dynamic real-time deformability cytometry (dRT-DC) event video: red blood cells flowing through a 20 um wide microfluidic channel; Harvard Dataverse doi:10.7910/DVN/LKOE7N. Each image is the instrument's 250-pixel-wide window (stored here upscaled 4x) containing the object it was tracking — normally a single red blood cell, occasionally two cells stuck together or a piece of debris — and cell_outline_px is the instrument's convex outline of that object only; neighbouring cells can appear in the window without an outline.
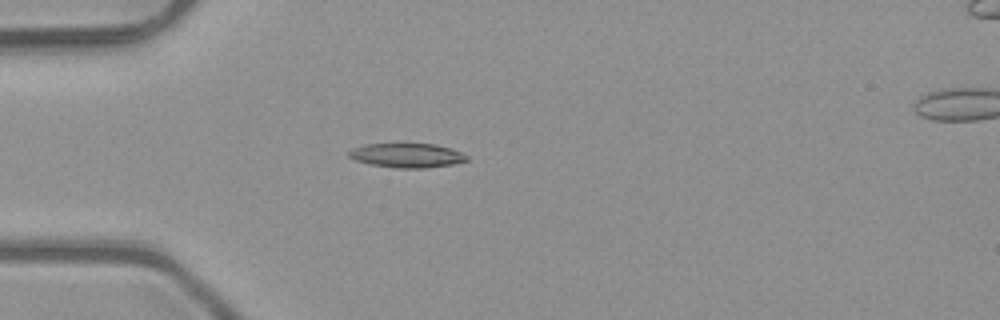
{"species": "common noctule bat (a hibernating species)", "species_latin": "Nyctalus noctula", "temperature_condition": "room temperature", "stored_images_in_passage": 5, "camera_frame_rate_fps": 3000, "um_per_image_px": 0.085, "animal": {"sex": "male", "body_mass_g": 23.1, "forearm_length_mm": 52.7}, "frame": {"image": 1, "passage_image": 4, "time_ms": 1.0, "image_size_px": [1000, 320], "cell_outline_px": [[468, 160], [452, 164], [424, 168], [396, 168], [372, 164], [356, 160], [348, 156], [348, 152], [352, 148], [364, 144], [432, 144], [448, 148], [460, 152], [468, 156]], "centroid_in_image_um": [34.56, 13.21], "position_along_channel_um": 50.4, "area_um2": 16.42}}